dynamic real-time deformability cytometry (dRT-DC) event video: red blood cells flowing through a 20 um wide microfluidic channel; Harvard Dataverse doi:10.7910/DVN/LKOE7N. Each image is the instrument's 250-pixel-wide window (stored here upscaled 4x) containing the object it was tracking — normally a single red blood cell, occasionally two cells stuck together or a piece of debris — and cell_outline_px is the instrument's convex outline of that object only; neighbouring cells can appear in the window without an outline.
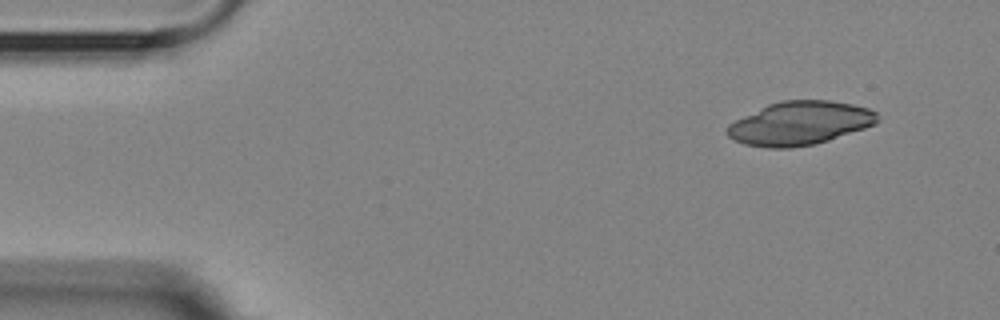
{"species": "Egyptian fruit bat (a non-hibernating species)", "species_latin": "Rousettus aegyptiacus", "temperature_condition": "room temperature", "stored_images_in_passage": 4, "camera_frame_rate_fps": 3000, "um_per_image_px": 0.085, "animal": {"sex": "female"}, "frame": {"image": 1, "passage_image": 1, "time_ms": 0.0, "image_size_px": [1000, 320], "cell_outline_px": [[880, 120], [876, 124], [816, 144], [792, 148], [768, 148], [744, 144], [728, 136], [728, 124], [768, 104], [780, 100], [828, 100], [852, 104], [868, 108], [876, 112]], "centroid_in_image_um": [68.01, 10.47], "position_along_channel_um": 17.0, "area_um2": 37.97}}